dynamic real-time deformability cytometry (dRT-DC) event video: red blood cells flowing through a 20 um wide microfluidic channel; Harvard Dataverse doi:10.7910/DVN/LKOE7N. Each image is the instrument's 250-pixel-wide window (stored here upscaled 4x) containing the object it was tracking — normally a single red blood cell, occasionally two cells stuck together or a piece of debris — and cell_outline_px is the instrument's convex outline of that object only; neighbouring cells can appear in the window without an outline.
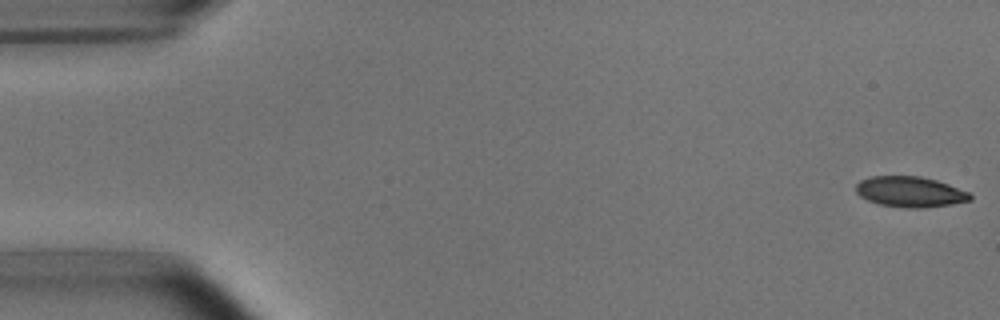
{"species": "common noctule bat (a hibernating species)", "species_latin": "Nyctalus noctula", "temperature_condition": "room temperature", "stored_images_in_passage": 53, "camera_frame_rate_fps": 3000, "um_per_image_px": 0.085, "animal": {"sex": "male", "body_mass_g": 15.6}, "frame": {"image": 1, "passage_image": 1, "time_ms": 0.0, "image_size_px": [1000, 320], "cell_outline_px": [[972, 200], [952, 204], [924, 208], [908, 208], [880, 204], [868, 200], [860, 196], [856, 192], [856, 184], [860, 180], [868, 176], [920, 176], [936, 180], [948, 184], [968, 192], [972, 196]], "centroid_in_image_um": [77.35, 16.3], "position_along_channel_um": 7.7, "area_um2": 20.35}}
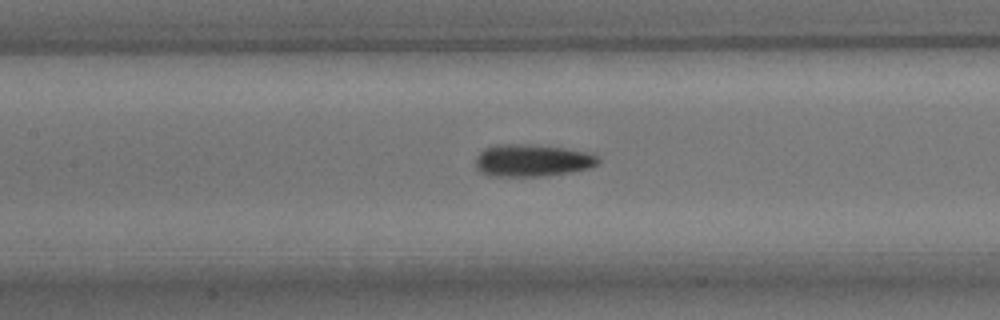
{"frame": {"image": 2, "passage_image": 24, "time_ms": 7.667, "image_size_px": [1000, 320], "cell_outline_px": [[600, 160], [596, 164], [588, 168], [568, 172], [544, 176], [488, 176], [480, 172], [476, 168], [476, 156], [484, 148], [496, 144], [524, 144], [564, 148], [584, 152], [596, 156]], "centroid_in_image_um": [45.15, 13.64], "position_along_channel_um": 162.2, "area_um2": 22.83}}
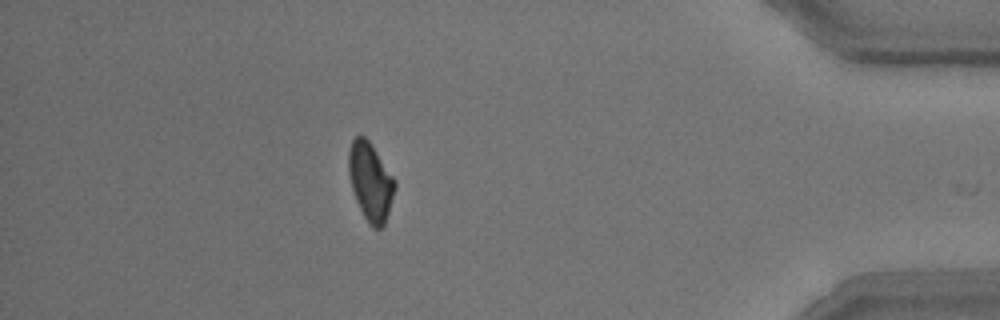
{"frame": {"image": 3, "passage_image": 47, "time_ms": 15.333, "image_size_px": [1000, 320], "cell_outline_px": [[396, 188], [384, 224], [380, 228], [372, 228], [368, 224], [356, 200], [352, 188], [348, 172], [348, 152], [352, 140], [356, 136], [364, 136], [372, 144], [396, 180]], "centroid_in_image_um": [31.49, 15.42], "position_along_channel_um": 403.7, "area_um2": 21.04}, "authors_computed_cell_mechanics": {"area_um2": 21.7328, "velocity_mm_per_s": 3.7425, "shape_relaxation_time_tau1_ms": 3.6665, "shape_relaxation_time_tau2_ms": 4.2113, "deformation_change_tau1": 0.1175, "deformation_change_tau2": 0.1028}}